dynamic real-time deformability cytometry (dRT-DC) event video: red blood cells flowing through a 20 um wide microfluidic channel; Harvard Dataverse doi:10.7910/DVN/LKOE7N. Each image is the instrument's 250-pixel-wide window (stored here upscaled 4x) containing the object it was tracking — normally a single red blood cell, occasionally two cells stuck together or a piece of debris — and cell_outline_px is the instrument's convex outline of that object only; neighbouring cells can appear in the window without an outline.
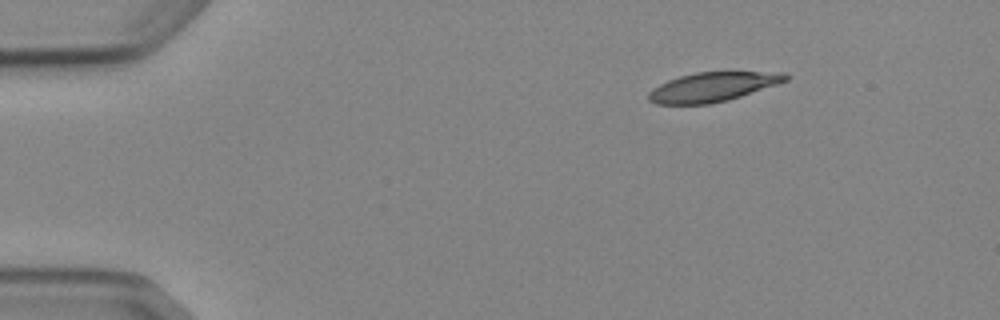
{"species": "Egyptian fruit bat (a non-hibernating species)", "species_latin": "Rousettus aegyptiacus", "temperature_condition": "cold", "stored_images_in_passage": 3, "segment_of_instrument_passage": [2, 2], "camera_frame_rate_fps": 3000, "um_per_image_px": 0.085, "animal": {"sex": "female"}, "frame": {"image": 1, "passage_image": 3, "time_ms": 3.333, "image_size_px": [1000, 320], "cell_outline_px": [[788, 80], [728, 100], [712, 104], [656, 104], [648, 100], [648, 92], [652, 88], [668, 80], [680, 76], [696, 72], [788, 72]], "centroid_in_image_um": [60.55, 7.39], "position_along_channel_um": 24.4, "area_um2": 23.29}}